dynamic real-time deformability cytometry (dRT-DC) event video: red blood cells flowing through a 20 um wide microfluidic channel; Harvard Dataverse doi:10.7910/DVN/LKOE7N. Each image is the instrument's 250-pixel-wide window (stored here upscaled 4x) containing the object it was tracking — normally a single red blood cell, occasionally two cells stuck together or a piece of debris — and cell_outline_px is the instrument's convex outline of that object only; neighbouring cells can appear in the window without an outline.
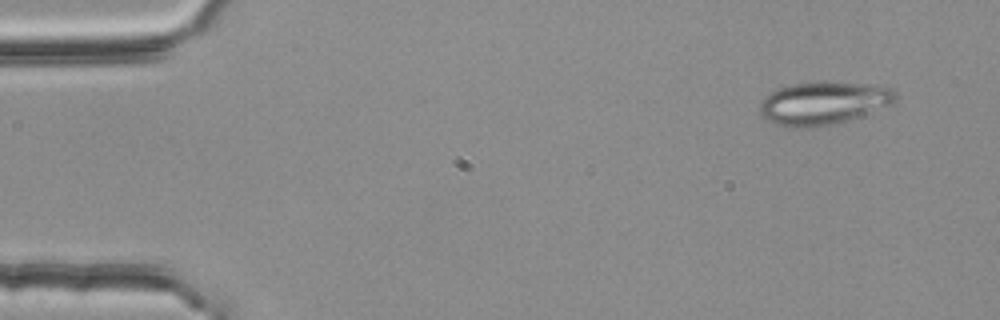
{"species": "common noctule bat (a hibernating species)", "species_latin": "Nyctalus noctula", "temperature_condition": "room temperature", "stored_images_in_passage": 2, "camera_frame_rate_fps": 3000, "um_per_image_px": 0.085, "animal": {"sex": "female", "body_mass_g": 25.1}, "frame": {"image": 1, "passage_image": 2, "time_ms": 0.333, "image_size_px": [1000, 320], "cell_outline_px": [[896, 100], [892, 104], [844, 120], [828, 124], [808, 128], [788, 128], [776, 124], [768, 120], [760, 112], [760, 100], [764, 96], [780, 88], [792, 84], [820, 80], [824, 80], [868, 84], [896, 88]], "centroid_in_image_um": [69.97, 8.73], "position_along_channel_um": 15.0, "area_um2": 33.99}}